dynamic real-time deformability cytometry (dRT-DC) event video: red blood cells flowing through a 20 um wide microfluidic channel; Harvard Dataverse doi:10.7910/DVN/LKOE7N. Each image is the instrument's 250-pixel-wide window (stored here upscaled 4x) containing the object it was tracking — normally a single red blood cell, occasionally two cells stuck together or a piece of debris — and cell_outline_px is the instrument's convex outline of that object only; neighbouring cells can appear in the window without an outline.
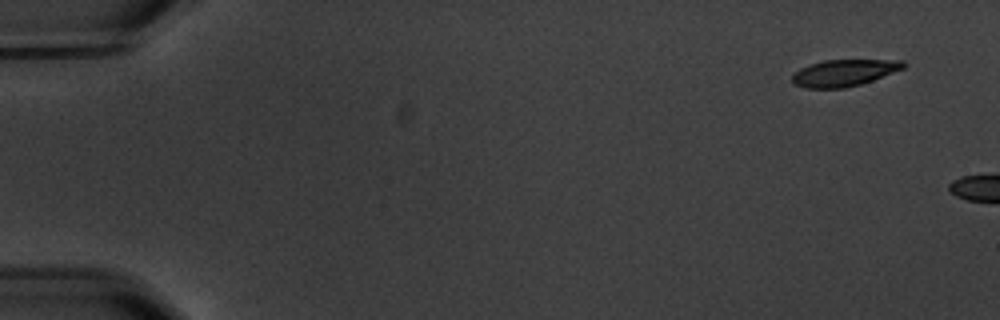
{"species": "common noctule bat (a hibernating species)", "species_latin": "Nyctalus noctula", "temperature_condition": "warm", "stored_images_in_passage": 2, "camera_frame_rate_fps": 3000, "um_per_image_px": 0.085, "animal": {"sex": "male", "body_mass_g": 20.1, "forearm_length_mm": 53.5}, "frame": {"image": 1, "passage_image": 1, "time_ms": 0.0, "image_size_px": [1000, 320], "cell_outline_px": [[908, 64], [904, 68], [872, 80], [860, 84], [844, 88], [804, 88], [792, 84], [792, 76], [800, 68], [808, 64], [824, 60], [904, 60]], "centroid_in_image_um": [71.72, 6.19], "position_along_channel_um": 13.3, "area_um2": 17.34}}